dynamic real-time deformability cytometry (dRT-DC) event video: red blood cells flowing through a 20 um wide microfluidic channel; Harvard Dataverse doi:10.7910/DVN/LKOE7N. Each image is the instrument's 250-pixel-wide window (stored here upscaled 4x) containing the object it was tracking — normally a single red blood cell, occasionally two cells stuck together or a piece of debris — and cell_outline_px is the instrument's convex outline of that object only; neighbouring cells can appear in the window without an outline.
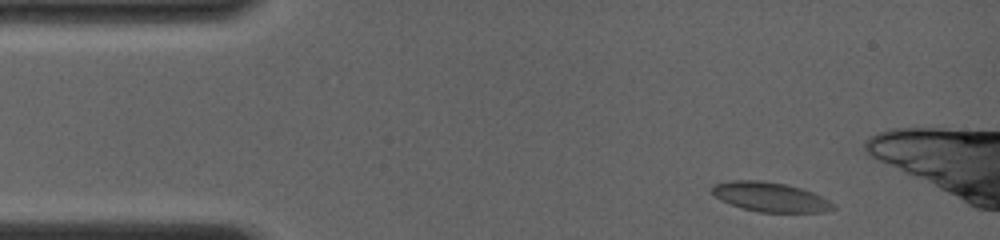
{"species": "common noctule bat (a hibernating species)", "species_latin": "Nyctalus noctula", "temperature_condition": "room temperature", "stored_images_in_passage": 32, "camera_frame_rate_fps": 4000, "um_per_image_px": 0.085, "animal": {"sex": "female", "body_mass_g": 19.0, "forearm_length_mm": 56.7}, "frame": {"image": 1, "passage_image": 1, "time_ms": 0.0, "image_size_px": [1000, 240], "cell_outline_px": [[836, 208], [824, 212], [760, 212], [744, 208], [720, 200], [712, 192], [712, 184], [732, 180], [764, 180], [784, 184], [800, 188], [812, 192], [836, 204]], "centroid_in_image_um": [65.48, 16.74], "position_along_channel_um": 19.5, "area_um2": 20.69}}
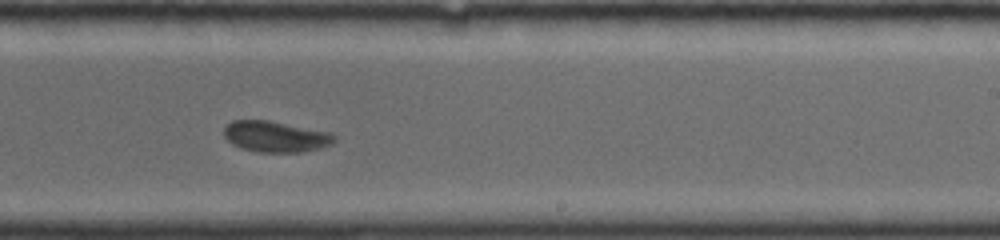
{"frame": {"image": 2, "passage_image": 19, "time_ms": 8.0, "image_size_px": [1000, 240], "cell_outline_px": [[336, 140], [332, 144], [320, 148], [304, 152], [260, 152], [240, 148], [232, 144], [224, 136], [224, 128], [232, 120], [268, 120], [332, 132], [336, 136]], "centroid_in_image_um": [23.46, 11.61], "position_along_channel_um": 265.5, "area_um2": 20.11}}
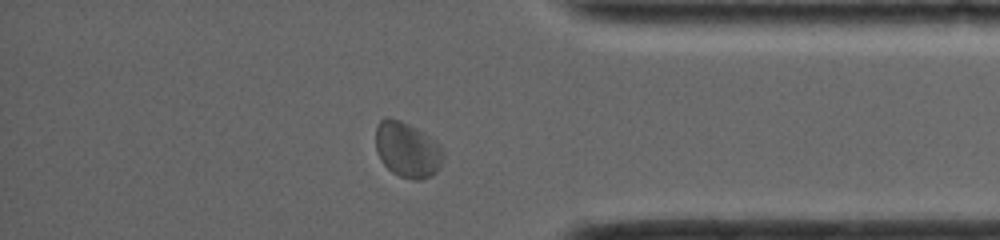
{"frame": {"image": 3, "passage_image": 28, "time_ms": 11.5, "image_size_px": [1000, 240], "cell_outline_px": [[444, 160], [440, 168], [432, 176], [420, 180], [412, 180], [400, 176], [392, 172], [380, 160], [376, 152], [376, 124], [384, 116], [388, 116], [400, 120], [424, 132], [440, 144], [444, 148]], "centroid_in_image_um": [34.64, 12.72], "position_along_channel_um": 400.6, "area_um2": 22.37}, "authors_computed_cell_mechanics": {"area_um2": 20.4612, "velocity_mm_per_s": 3.9989, "shape_relaxation_time_tau1_ms": 4.0363, "shape_relaxation_time_tau2_ms": 0.9086, "deformation_change_tau1": 0.1072, "deformation_change_tau2": 0.035}}